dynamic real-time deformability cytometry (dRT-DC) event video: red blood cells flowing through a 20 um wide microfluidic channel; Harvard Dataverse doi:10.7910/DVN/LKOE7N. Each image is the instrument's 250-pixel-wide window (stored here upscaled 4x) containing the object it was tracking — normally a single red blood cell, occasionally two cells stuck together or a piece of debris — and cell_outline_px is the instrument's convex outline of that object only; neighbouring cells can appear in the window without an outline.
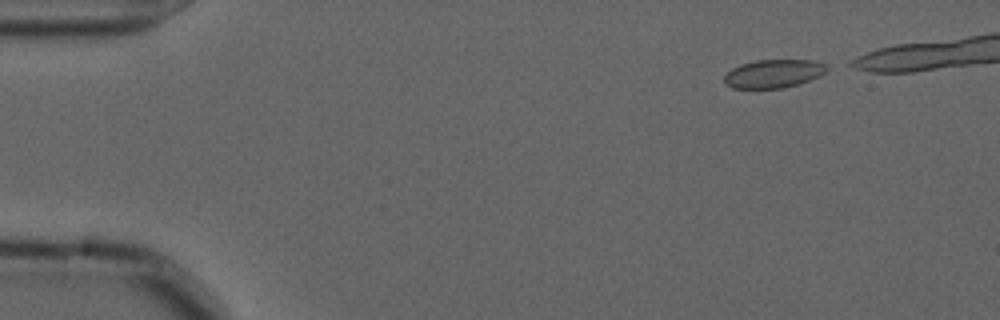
{"species": "common noctule bat (a hibernating species)", "species_latin": "Nyctalus noctula", "temperature_condition": "cold", "stored_images_in_passage": 41, "camera_frame_rate_fps": 3000, "um_per_image_px": 0.085, "animal": {"sex": "male", "forearm_length_mm": 52.5}, "frame": {"image": 1, "passage_image": 1, "time_ms": 0.0, "image_size_px": [1000, 320], "cell_outline_px": [[828, 72], [820, 76], [784, 88], [732, 88], [724, 84], [724, 76], [732, 68], [740, 64], [756, 60], [812, 60], [828, 64]], "centroid_in_image_um": [65.76, 6.25], "position_along_channel_um": 19.2, "area_um2": 17.05}}
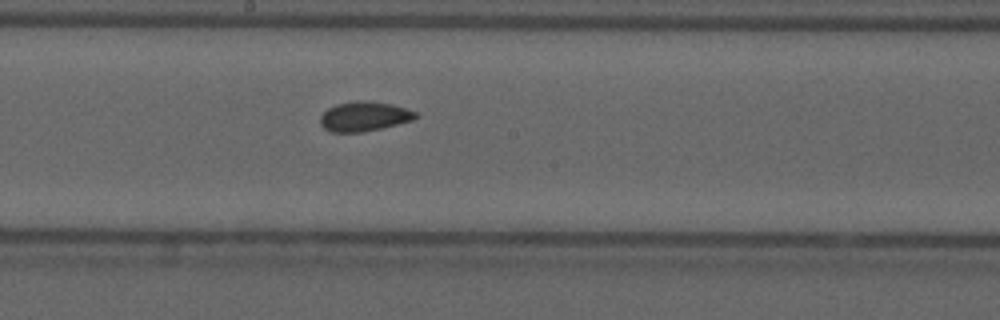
{"frame": {"image": 2, "passage_image": 25, "time_ms": 8.0, "image_size_px": [1000, 320], "cell_outline_px": [[420, 116], [412, 120], [380, 128], [360, 132], [332, 132], [324, 128], [320, 124], [320, 116], [328, 108], [336, 104], [360, 100], [364, 100], [392, 104], [416, 112]], "centroid_in_image_um": [30.94, 9.89], "position_along_channel_um": 217.3, "area_um2": 16.3}}
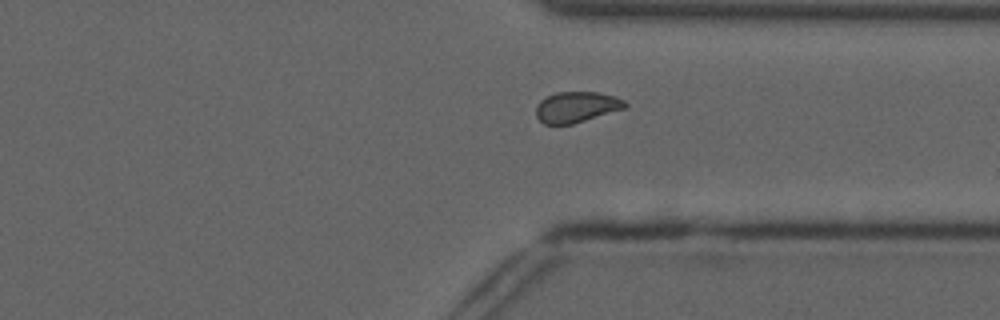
{"frame": {"image": 3, "passage_image": 37, "time_ms": 12.0, "image_size_px": [1000, 320], "cell_outline_px": [[628, 108], [572, 124], [544, 124], [536, 116], [536, 104], [540, 100], [556, 92], [596, 92], [616, 96], [624, 100], [628, 104]], "centroid_in_image_um": [49.03, 9.09], "position_along_channel_um": 362.4, "area_um2": 16.13}}